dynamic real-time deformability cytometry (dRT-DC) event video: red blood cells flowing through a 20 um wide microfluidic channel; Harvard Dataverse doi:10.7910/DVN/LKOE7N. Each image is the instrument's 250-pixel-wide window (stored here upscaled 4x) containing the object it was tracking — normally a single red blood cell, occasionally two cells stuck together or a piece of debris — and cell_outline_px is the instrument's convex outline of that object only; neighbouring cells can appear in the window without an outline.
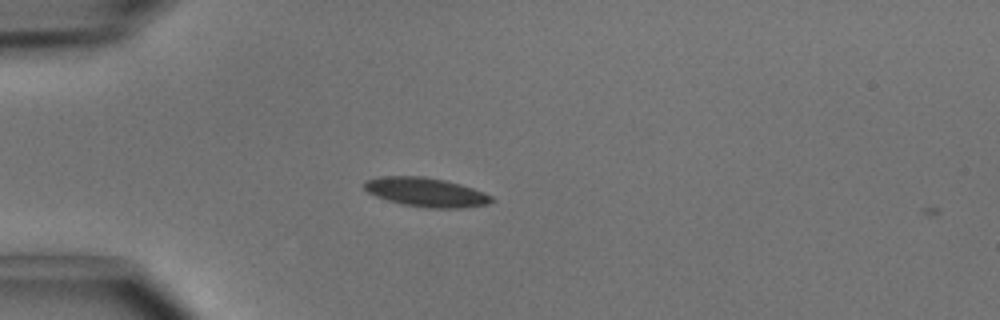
{"species": "common noctule bat (a hibernating species)", "species_latin": "Nyctalus noctula", "temperature_condition": "cold", "stored_images_in_passage": 2, "camera_frame_rate_fps": 3000, "um_per_image_px": 0.085, "animal": {"sex": "male", "body_mass_g": 15.6}, "frame": {"image": 1, "passage_image": 1, "time_ms": 0.0, "image_size_px": [1000, 320], "cell_outline_px": [[496, 200], [488, 204], [464, 208], [432, 208], [400, 204], [376, 196], [368, 192], [364, 188], [364, 180], [380, 176], [424, 176], [444, 180], [460, 184], [484, 192], [492, 196]], "centroid_in_image_um": [36.22, 16.34], "position_along_channel_um": 48.8, "area_um2": 21.68}}